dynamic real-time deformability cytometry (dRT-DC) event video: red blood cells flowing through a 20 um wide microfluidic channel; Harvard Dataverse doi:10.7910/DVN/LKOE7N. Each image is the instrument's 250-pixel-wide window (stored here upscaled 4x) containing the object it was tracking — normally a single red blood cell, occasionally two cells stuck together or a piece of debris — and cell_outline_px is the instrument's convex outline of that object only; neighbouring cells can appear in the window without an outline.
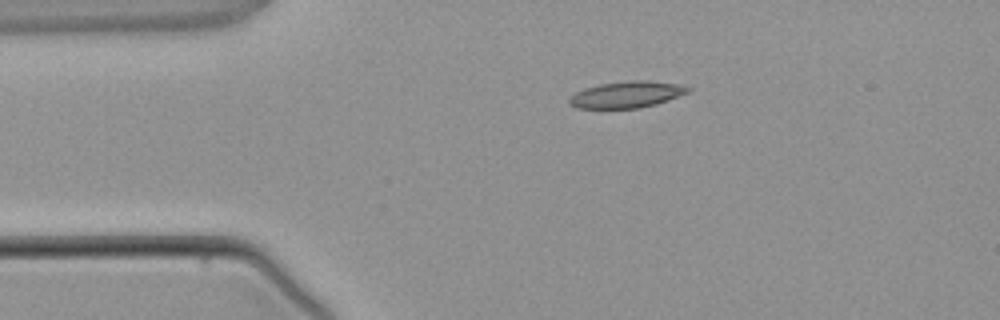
{"species": "common noctule bat (a hibernating species)", "species_latin": "Nyctalus noctula", "temperature_condition": "warm", "stored_images_in_passage": 3, "camera_frame_rate_fps": 3000, "um_per_image_px": 0.085, "animal": {"sex": "male", "body_mass_g": 21.5, "forearm_length_mm": 52.0}, "frame": {"image": 1, "passage_image": 1, "time_ms": 0.0, "image_size_px": [1000, 320], "cell_outline_px": [[692, 88], [688, 92], [668, 100], [656, 104], [640, 108], [576, 108], [568, 104], [568, 100], [576, 92], [584, 88], [600, 84], [636, 80], [648, 80], [676, 84]], "centroid_in_image_um": [53.25, 8.04], "position_along_channel_um": 31.8, "area_um2": 18.15}}